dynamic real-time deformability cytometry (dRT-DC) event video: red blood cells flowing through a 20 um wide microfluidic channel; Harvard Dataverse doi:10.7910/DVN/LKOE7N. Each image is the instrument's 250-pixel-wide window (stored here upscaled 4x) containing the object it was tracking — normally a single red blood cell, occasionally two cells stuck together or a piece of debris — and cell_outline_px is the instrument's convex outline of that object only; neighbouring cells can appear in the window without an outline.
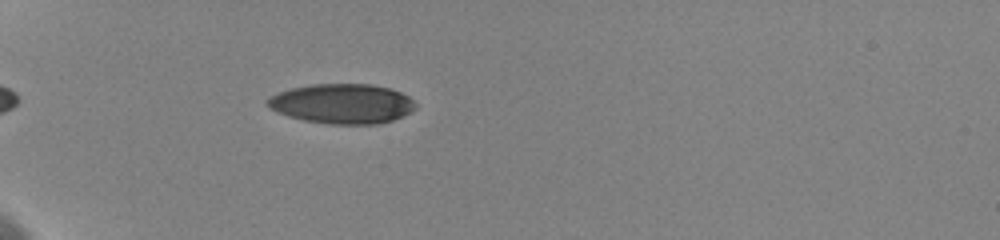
{"species": "human", "species_latin": "Homo sapiens", "temperature_condition": "cold", "stored_images_in_passage": 46, "camera_frame_rate_fps": 3000, "um_per_image_px": 0.085, "donor": {"sex": "female"}, "frame": {"image": 1, "passage_image": 7, "time_ms": 2.0, "image_size_px": [1000, 240], "cell_outline_px": [[416, 108], [392, 120], [376, 124], [328, 124], [304, 120], [288, 116], [276, 112], [268, 108], [264, 100], [276, 92], [292, 88], [312, 84], [372, 84], [388, 88], [400, 92], [408, 96], [416, 104]], "centroid_in_image_um": [29.01, 8.81], "position_along_channel_um": 56.0, "area_um2": 34.39}, "authors_computed_cell_mechanics": {"area_um2": 34.8823, "velocity_mm_per_s": 3.6011, "shape_relaxation_time_tau1_ms": 3.7487, "shape_relaxation_time_tau2_ms": 1.8774, "deformation_change_tau1": 0.1726, "deformation_change_tau2": 0.0685}}